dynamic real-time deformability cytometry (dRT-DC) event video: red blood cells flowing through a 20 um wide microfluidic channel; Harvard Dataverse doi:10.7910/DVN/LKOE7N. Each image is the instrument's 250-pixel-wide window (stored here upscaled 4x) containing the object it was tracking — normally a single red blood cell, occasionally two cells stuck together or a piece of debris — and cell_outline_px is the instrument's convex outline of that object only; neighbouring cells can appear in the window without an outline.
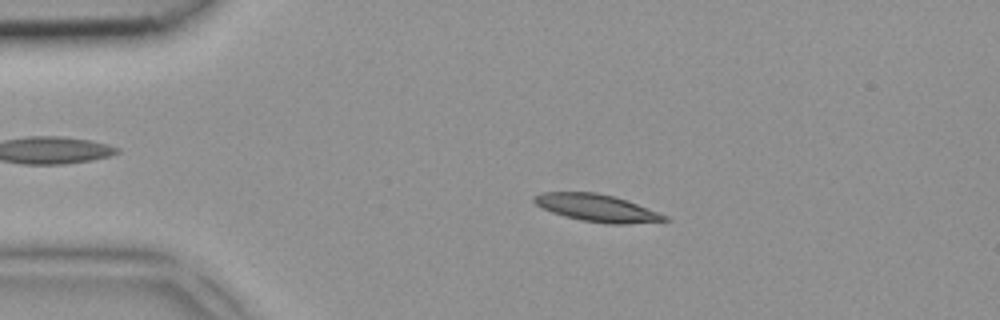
{"species": "common noctule bat (a hibernating species)", "species_latin": "Nyctalus noctula", "temperature_condition": "room temperature", "stored_images_in_passage": 4, "camera_frame_rate_fps": 3000, "um_per_image_px": 0.085, "animal": {"sex": "female", "body_mass_g": 18.4}, "frame": {"image": 1, "passage_image": 3, "time_ms": 0.667, "image_size_px": [1000, 320], "cell_outline_px": [[672, 220], [628, 224], [608, 224], [580, 220], [564, 216], [540, 208], [532, 200], [532, 196], [540, 192], [596, 192], [628, 200], [668, 216]], "centroid_in_image_um": [50.72, 17.68], "position_along_channel_um": 34.3, "area_um2": 20.98}}